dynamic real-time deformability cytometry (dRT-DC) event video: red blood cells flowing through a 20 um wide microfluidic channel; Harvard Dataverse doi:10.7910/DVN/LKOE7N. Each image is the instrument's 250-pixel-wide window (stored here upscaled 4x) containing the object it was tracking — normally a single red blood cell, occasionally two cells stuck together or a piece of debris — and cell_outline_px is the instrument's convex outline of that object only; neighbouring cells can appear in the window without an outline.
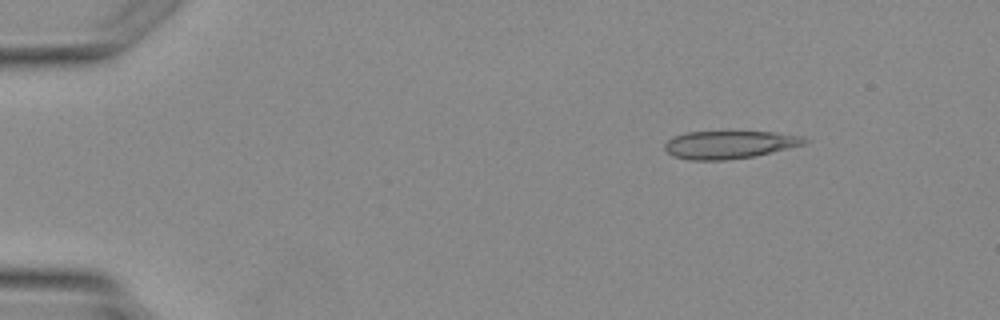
{"species": "Egyptian fruit bat (a non-hibernating species)", "species_latin": "Rousettus aegyptiacus", "temperature_condition": "warm", "stored_images_in_passage": 4, "camera_frame_rate_fps": 3000, "um_per_image_px": 0.085, "animal": {"sex": "female"}, "frame": {"image": 1, "passage_image": 2, "time_ms": 1.333, "image_size_px": [1000, 320], "cell_outline_px": [[808, 140], [804, 144], [788, 148], [752, 156], [724, 160], [688, 160], [672, 156], [664, 148], [664, 144], [672, 136], [688, 132], [772, 132], [804, 136]], "centroid_in_image_um": [61.95, 12.29], "position_along_channel_um": 23.1, "area_um2": 22.48}}
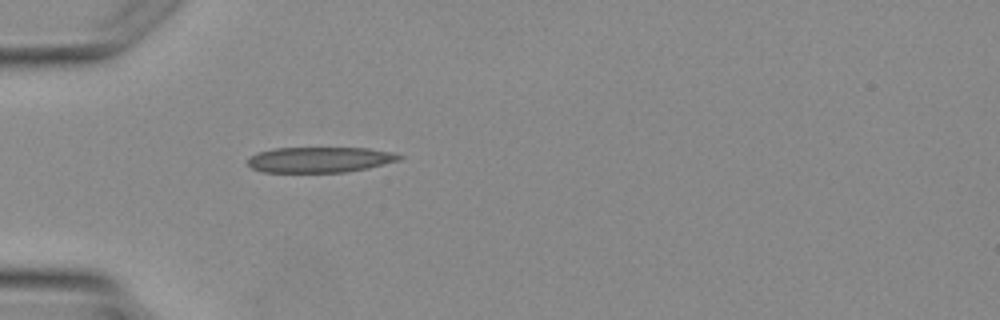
{"frame": {"image": 2, "passage_image": 4, "time_ms": 3.667, "image_size_px": [1000, 320], "cell_outline_px": [[404, 156], [400, 160], [368, 168], [344, 172], [264, 172], [252, 168], [248, 164], [248, 160], [252, 156], [260, 152], [276, 148], [368, 148], [388, 152]], "centroid_in_image_um": [27.2, 13.58], "position_along_channel_um": 57.8, "area_um2": 22.25}}